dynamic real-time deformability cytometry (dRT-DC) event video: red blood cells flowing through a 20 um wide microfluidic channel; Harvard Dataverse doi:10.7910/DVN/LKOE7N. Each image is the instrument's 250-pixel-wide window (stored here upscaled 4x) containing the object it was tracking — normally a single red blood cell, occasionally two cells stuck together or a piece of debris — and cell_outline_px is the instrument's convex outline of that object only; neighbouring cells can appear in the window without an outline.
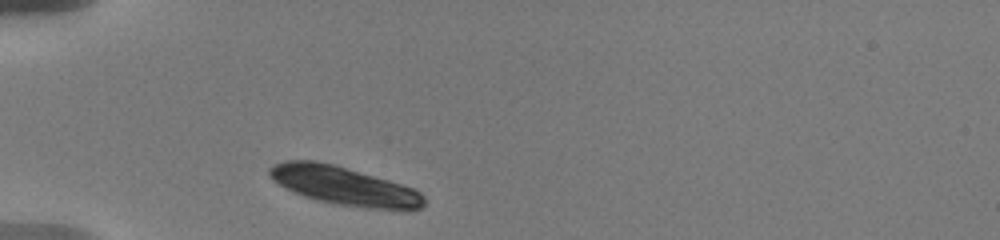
{"species": "human", "species_latin": "Homo sapiens", "temperature_condition": "warm", "stored_images_in_passage": 3, "camera_frame_rate_fps": 3000, "um_per_image_px": 0.085, "donor": {"sex": "male"}, "frame": {"image": 1, "passage_image": 1, "time_ms": 0.0, "image_size_px": [1000, 240], "cell_outline_px": [[424, 204], [420, 208], [364, 208], [332, 204], [316, 200], [304, 196], [280, 184], [268, 176], [268, 168], [284, 160], [316, 160], [332, 164], [388, 180], [412, 188], [420, 192], [424, 196]], "centroid_in_image_um": [29.18, 15.78], "position_along_channel_um": 55.8, "area_um2": 34.04}}
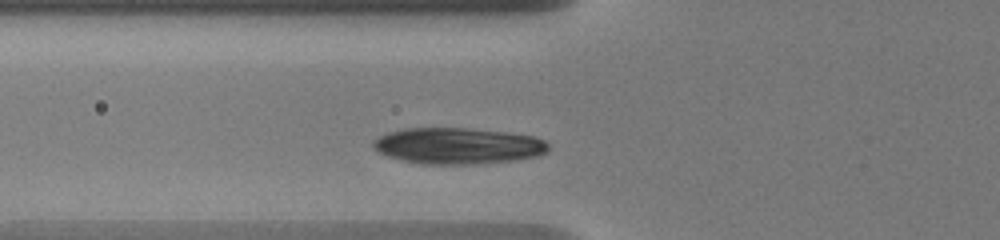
{"frame": {"image": 2, "passage_image": 3, "time_ms": 1.333, "image_size_px": [1000, 240], "cell_outline_px": [[548, 152], [540, 156], [516, 160], [484, 164], [420, 164], [400, 160], [388, 156], [372, 148], [372, 140], [388, 132], [404, 128], [468, 128], [504, 132], [532, 136], [544, 140], [548, 144]], "centroid_in_image_um": [38.92, 12.41], "position_along_channel_um": 86.9, "area_um2": 37.34}}